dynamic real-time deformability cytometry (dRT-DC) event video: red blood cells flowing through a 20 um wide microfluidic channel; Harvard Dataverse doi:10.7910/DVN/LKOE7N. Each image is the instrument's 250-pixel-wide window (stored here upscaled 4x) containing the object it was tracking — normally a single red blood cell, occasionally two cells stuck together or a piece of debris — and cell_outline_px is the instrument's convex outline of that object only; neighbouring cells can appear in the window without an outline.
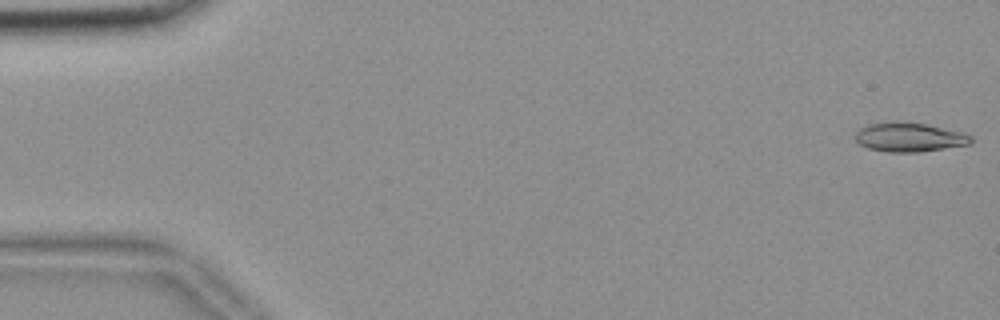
{"species": "common noctule bat (a hibernating species)", "species_latin": "Nyctalus noctula", "temperature_condition": "room temperature", "stored_images_in_passage": 9, "camera_frame_rate_fps": 3000, "um_per_image_px": 0.085, "animal": {"sex": "female", "body_mass_g": 18.4}, "frame": {"image": 1, "passage_image": 1, "time_ms": 0.0, "image_size_px": [1000, 320], "cell_outline_px": [[972, 140], [968, 144], [920, 152], [888, 152], [868, 148], [860, 144], [856, 140], [856, 132], [860, 128], [868, 124], [924, 124], [964, 132], [972, 136]], "centroid_in_image_um": [77.32, 11.7], "position_along_channel_um": 7.7, "area_um2": 18.84}}